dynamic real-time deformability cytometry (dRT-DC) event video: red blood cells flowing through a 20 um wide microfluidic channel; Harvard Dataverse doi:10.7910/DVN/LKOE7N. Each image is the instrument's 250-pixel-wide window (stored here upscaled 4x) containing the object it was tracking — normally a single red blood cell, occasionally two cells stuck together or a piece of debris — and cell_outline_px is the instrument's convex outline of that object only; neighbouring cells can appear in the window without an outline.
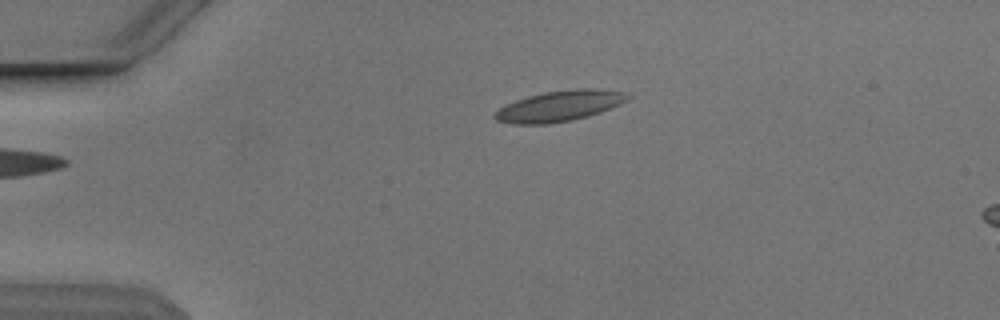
{"species": "Egyptian fruit bat (a non-hibernating species)", "species_latin": "Rousettus aegyptiacus", "temperature_condition": "cold", "stored_images_in_passage": 9, "camera_frame_rate_fps": 3000, "um_per_image_px": 0.085, "animal": {"sex": "male"}, "frame": {"image": 1, "passage_image": 1, "time_ms": 0.0, "image_size_px": [1000, 320], "cell_outline_px": [[632, 96], [628, 100], [620, 104], [600, 112], [588, 116], [572, 120], [548, 124], [512, 124], [496, 120], [492, 116], [504, 104], [528, 96], [544, 92], [576, 88], [592, 88], [628, 92]], "centroid_in_image_um": [47.57, 9.0], "position_along_channel_um": 37.4, "area_um2": 23.93}}
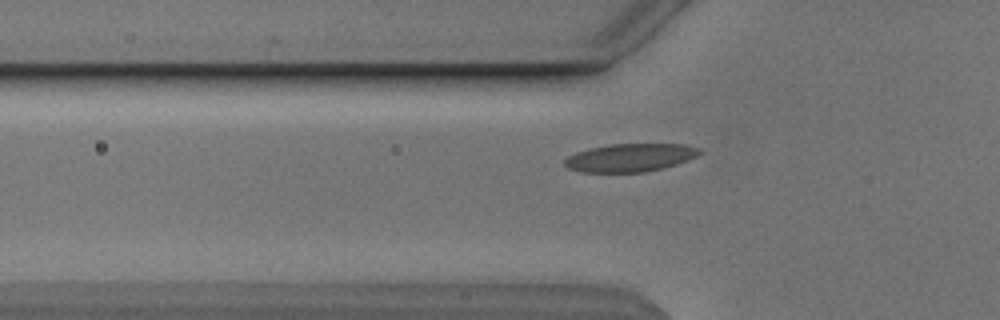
{"frame": {"image": 2, "passage_image": 7, "time_ms": 2.0, "image_size_px": [1000, 320], "cell_outline_px": [[704, 152], [688, 160], [676, 164], [644, 172], [580, 172], [568, 168], [564, 164], [564, 160], [568, 156], [576, 152], [608, 144], [684, 144], [700, 148]], "centroid_in_image_um": [53.57, 13.39], "position_along_channel_um": 72.2, "area_um2": 22.02}}